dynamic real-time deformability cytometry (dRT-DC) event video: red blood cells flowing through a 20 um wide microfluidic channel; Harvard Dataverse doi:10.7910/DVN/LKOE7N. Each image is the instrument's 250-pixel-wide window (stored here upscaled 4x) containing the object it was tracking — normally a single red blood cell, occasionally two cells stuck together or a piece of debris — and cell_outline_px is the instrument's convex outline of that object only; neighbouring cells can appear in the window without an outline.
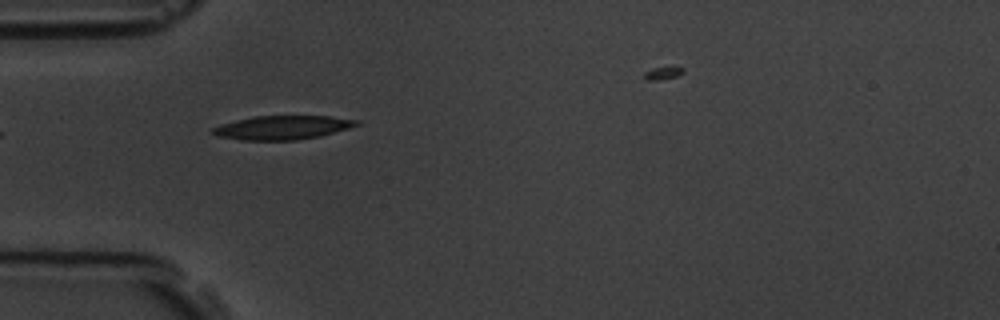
{"species": "common noctule bat (a hibernating species)", "species_latin": "Nyctalus noctula", "temperature_condition": "room temperature", "stored_images_in_passage": 5, "camera_frame_rate_fps": 3000, "um_per_image_px": 0.085, "animal": {"sex": "male", "body_mass_g": 19.5, "forearm_length_mm": 54.6}, "frame": {"image": 1, "passage_image": 4, "time_ms": 4.333, "image_size_px": [1000, 320], "cell_outline_px": [[360, 124], [348, 128], [320, 136], [296, 140], [244, 140], [216, 136], [212, 132], [212, 128], [220, 124], [252, 116], [332, 116], [360, 120]], "centroid_in_image_um": [24.01, 10.83], "position_along_channel_um": 61.0, "area_um2": 20.0}}
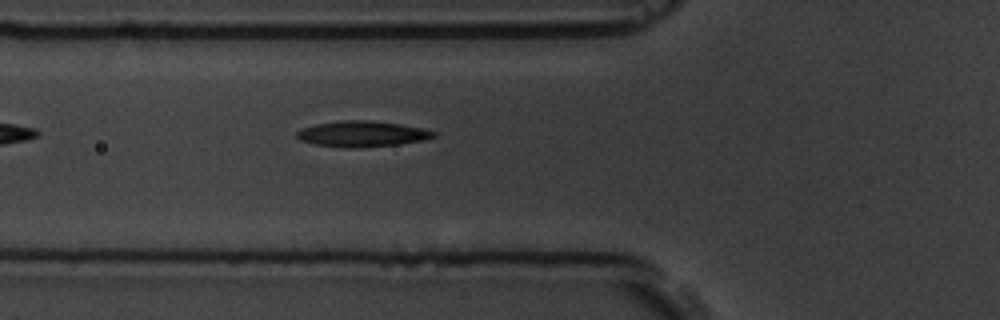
{"frame": {"image": 2, "passage_image": 5, "time_ms": 5.333, "image_size_px": [1000, 320], "cell_outline_px": [[436, 136], [424, 140], [400, 144], [360, 148], [352, 148], [316, 144], [300, 140], [296, 136], [296, 132], [304, 128], [316, 124], [340, 120], [368, 120], [400, 124], [424, 128], [436, 132]], "centroid_in_image_um": [30.82, 11.38], "position_along_channel_um": 95.0, "area_um2": 20.52}}